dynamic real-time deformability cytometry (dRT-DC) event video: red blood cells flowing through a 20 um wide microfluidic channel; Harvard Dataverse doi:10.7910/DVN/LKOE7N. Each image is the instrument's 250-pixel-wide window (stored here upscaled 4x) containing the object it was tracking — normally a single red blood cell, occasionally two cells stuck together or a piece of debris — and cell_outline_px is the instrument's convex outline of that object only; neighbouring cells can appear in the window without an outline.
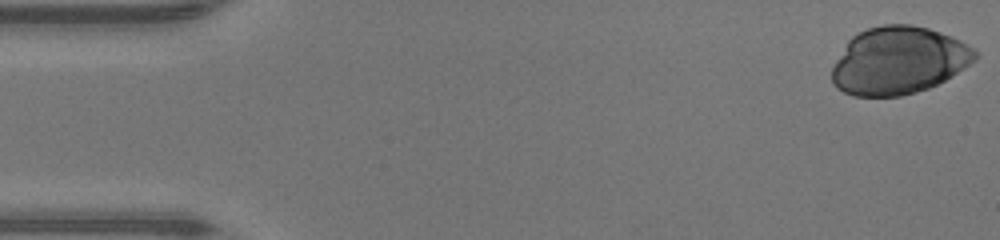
{"species": "human", "species_latin": "Homo sapiens", "temperature_condition": "warm", "stored_images_in_passage": 47, "camera_frame_rate_fps": 3000, "um_per_image_px": 0.085, "donor": {"sex": "male"}, "frame": {"image": 1, "passage_image": 1, "time_ms": 0.0, "image_size_px": [1000, 240], "cell_outline_px": [[976, 60], [944, 80], [928, 88], [916, 92], [900, 96], [856, 96], [844, 92], [836, 88], [832, 80], [832, 68], [836, 60], [848, 40], [852, 36], [868, 28], [884, 24], [912, 24], [928, 28], [940, 32], [960, 40], [972, 48], [976, 52]], "centroid_in_image_um": [76.36, 5.14], "position_along_channel_um": 8.6, "area_um2": 55.95}}
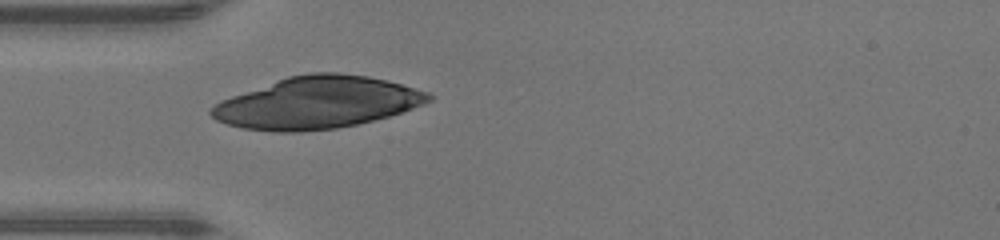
{"frame": {"image": 2, "passage_image": 14, "time_ms": 4.333, "image_size_px": [1000, 240], "cell_outline_px": [[432, 100], [424, 104], [388, 116], [356, 124], [336, 128], [300, 132], [272, 132], [240, 128], [216, 120], [208, 112], [220, 100], [288, 76], [312, 72], [336, 72], [368, 76], [400, 84], [428, 92], [432, 96]], "centroid_in_image_um": [26.92, 8.73], "position_along_channel_um": 58.1, "area_um2": 65.37}}